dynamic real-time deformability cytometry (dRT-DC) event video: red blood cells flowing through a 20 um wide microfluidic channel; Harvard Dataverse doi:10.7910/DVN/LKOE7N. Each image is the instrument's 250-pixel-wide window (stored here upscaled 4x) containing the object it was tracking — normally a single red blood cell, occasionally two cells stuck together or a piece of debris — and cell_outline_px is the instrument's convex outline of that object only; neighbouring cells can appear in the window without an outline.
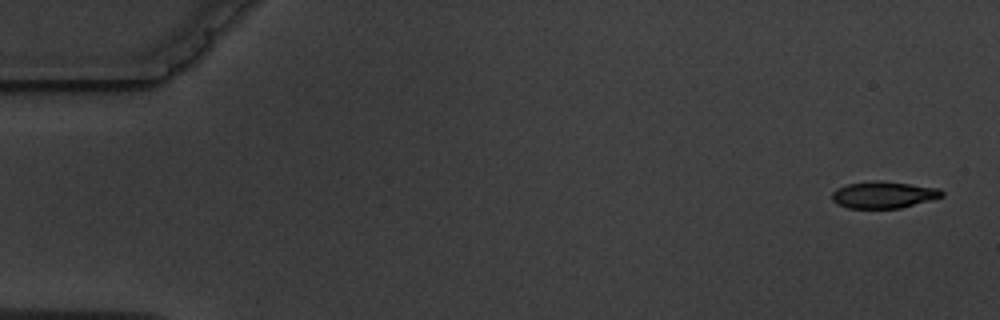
{"species": "common noctule bat (a hibernating species)", "species_latin": "Nyctalus noctula", "temperature_condition": "warm", "stored_images_in_passage": 5, "camera_frame_rate_fps": 3000, "um_per_image_px": 0.085, "animal": {"sex": "male", "body_mass_g": 19.5, "forearm_length_mm": 54.6}, "frame": {"image": 1, "passage_image": 1, "time_ms": 0.0, "image_size_px": [1000, 320], "cell_outline_px": [[944, 196], [900, 208], [848, 208], [836, 204], [832, 200], [832, 192], [836, 188], [848, 184], [872, 180], [880, 180], [940, 188], [944, 192]], "centroid_in_image_um": [75.08, 16.55], "position_along_channel_um": 9.9, "area_um2": 17.22}}
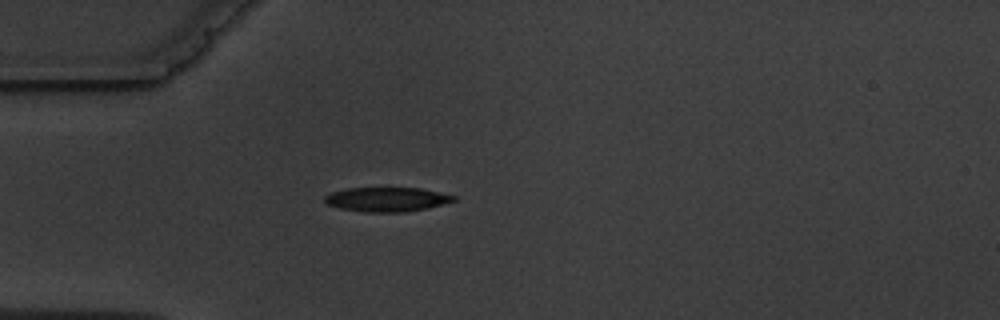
{"frame": {"image": 2, "passage_image": 5, "time_ms": 4.667, "image_size_px": [1000, 320], "cell_outline_px": [[456, 200], [424, 208], [404, 212], [364, 212], [340, 208], [328, 204], [324, 200], [324, 196], [332, 192], [348, 188], [420, 188], [440, 192], [456, 196]], "centroid_in_image_um": [32.86, 16.94], "position_along_channel_um": 52.1, "area_um2": 18.03}}